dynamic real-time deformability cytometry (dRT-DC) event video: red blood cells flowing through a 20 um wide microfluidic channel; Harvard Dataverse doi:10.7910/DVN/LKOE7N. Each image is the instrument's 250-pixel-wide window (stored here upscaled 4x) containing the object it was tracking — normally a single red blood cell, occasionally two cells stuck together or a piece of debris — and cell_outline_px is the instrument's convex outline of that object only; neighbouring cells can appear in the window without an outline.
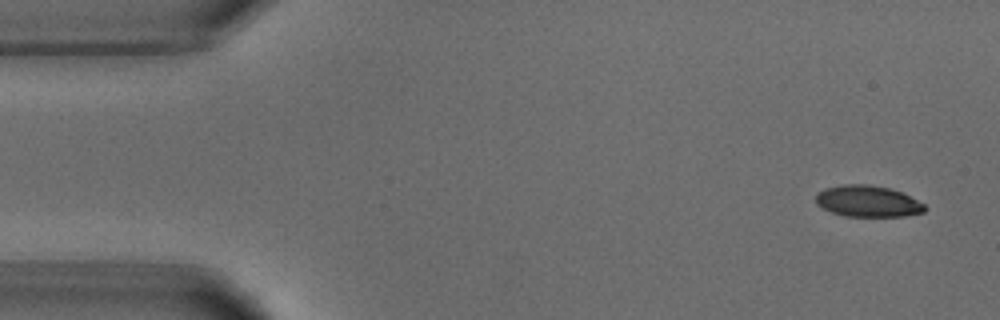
{"species": "common noctule bat (a hibernating species)", "species_latin": "Nyctalus noctula", "temperature_condition": "warm", "stored_images_in_passage": 3, "camera_frame_rate_fps": 3000, "um_per_image_px": 0.085, "animal": {"sex": "male", "body_mass_g": 18.8}, "frame": {"image": 1, "passage_image": 1, "time_ms": 0.0, "image_size_px": [1000, 320], "cell_outline_px": [[928, 208], [924, 212], [904, 216], [844, 216], [832, 212], [816, 204], [816, 192], [824, 188], [844, 184], [868, 184], [892, 188], [924, 204]], "centroid_in_image_um": [73.74, 17.1], "position_along_channel_um": 11.3, "area_um2": 19.94}}